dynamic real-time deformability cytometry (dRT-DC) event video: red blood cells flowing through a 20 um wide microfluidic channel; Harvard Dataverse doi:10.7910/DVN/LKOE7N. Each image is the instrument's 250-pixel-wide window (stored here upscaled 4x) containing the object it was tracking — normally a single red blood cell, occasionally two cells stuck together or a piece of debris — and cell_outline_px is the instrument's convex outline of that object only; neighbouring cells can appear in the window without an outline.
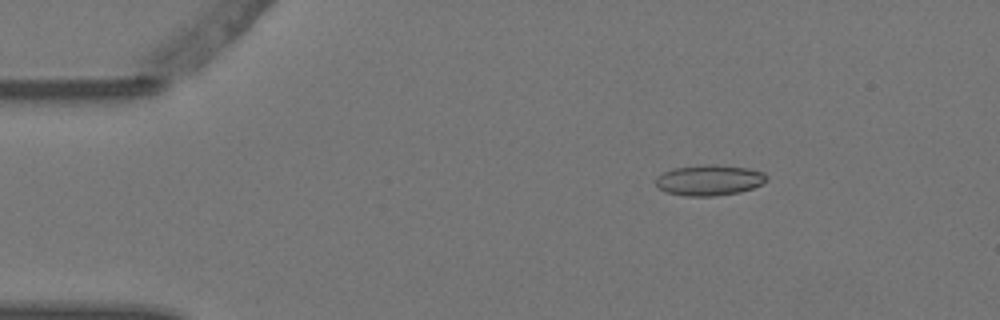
{"species": "Egyptian fruit bat (a non-hibernating species)", "species_latin": "Rousettus aegyptiacus", "temperature_condition": "warm", "stored_images_in_passage": 5, "camera_frame_rate_fps": 3000, "um_per_image_px": 0.085, "animal": {"sex": "female"}, "frame": {"image": 1, "passage_image": 3, "time_ms": 0.667, "image_size_px": [1000, 320], "cell_outline_px": [[768, 180], [752, 188], [740, 192], [716, 196], [684, 196], [664, 192], [656, 184], [656, 176], [672, 168], [704, 164], [716, 164], [748, 168], [764, 172], [768, 176]], "centroid_in_image_um": [60.28, 15.31], "position_along_channel_um": 24.7, "area_um2": 20.06}}